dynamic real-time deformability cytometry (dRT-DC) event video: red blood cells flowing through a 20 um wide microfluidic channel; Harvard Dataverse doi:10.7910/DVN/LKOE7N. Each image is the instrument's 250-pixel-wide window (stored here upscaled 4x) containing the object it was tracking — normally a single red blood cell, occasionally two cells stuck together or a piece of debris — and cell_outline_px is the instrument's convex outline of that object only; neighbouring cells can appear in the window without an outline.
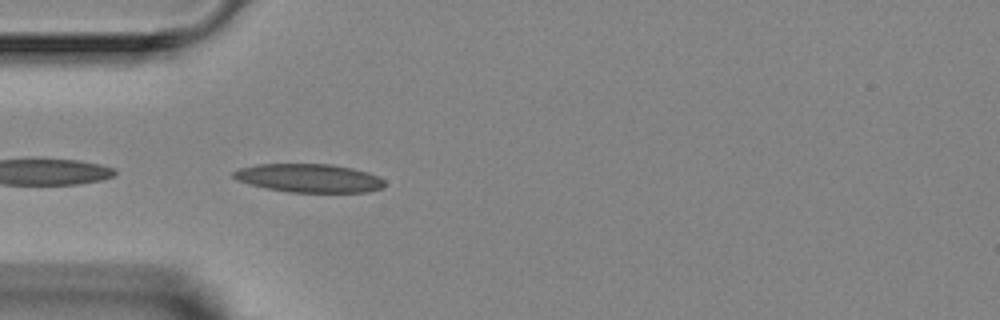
{"species": "Egyptian fruit bat (a non-hibernating species)", "species_latin": "Rousettus aegyptiacus", "temperature_condition": "room temperature", "stored_images_in_passage": 4, "camera_frame_rate_fps": 3000, "um_per_image_px": 0.085, "animal": {"sex": "female"}, "frame": {"image": 1, "passage_image": 4, "time_ms": 3.333, "image_size_px": [1000, 320], "cell_outline_px": [[384, 188], [368, 192], [288, 192], [268, 188], [236, 180], [232, 176], [232, 172], [240, 168], [256, 164], [332, 164], [352, 168], [368, 172], [384, 180]], "centroid_in_image_um": [26.28, 15.13], "position_along_channel_um": 58.7, "area_um2": 25.03}}